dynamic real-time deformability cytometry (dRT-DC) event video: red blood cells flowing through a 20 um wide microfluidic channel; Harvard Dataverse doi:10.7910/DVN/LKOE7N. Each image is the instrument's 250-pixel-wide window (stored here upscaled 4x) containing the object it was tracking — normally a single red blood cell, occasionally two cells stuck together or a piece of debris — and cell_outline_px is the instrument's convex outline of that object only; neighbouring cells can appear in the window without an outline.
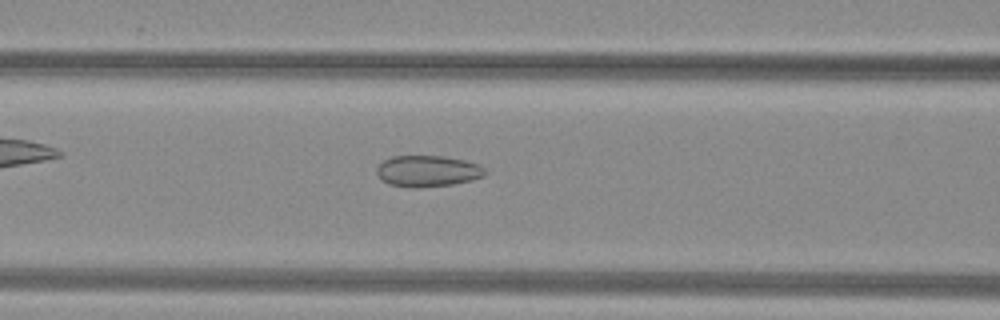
{"species": "common noctule bat (a hibernating species)", "species_latin": "Nyctalus noctula", "temperature_condition": "warm", "stored_images_in_passage": 51, "camera_frame_rate_fps": 3000, "um_per_image_px": 0.085, "animal": {"sex": "female", "body_mass_g": 29.2, "forearm_length_mm": 56.3}, "frame": {"image": 1, "passage_image": 22, "time_ms": 7.0, "image_size_px": [1000, 320], "cell_outline_px": [[488, 172], [484, 176], [472, 180], [452, 184], [420, 188], [412, 188], [388, 184], [376, 172], [376, 168], [384, 160], [392, 156], [444, 156], [464, 160], [480, 164]], "centroid_in_image_um": [36.38, 14.54], "position_along_channel_um": 130.2, "area_um2": 19.83}}
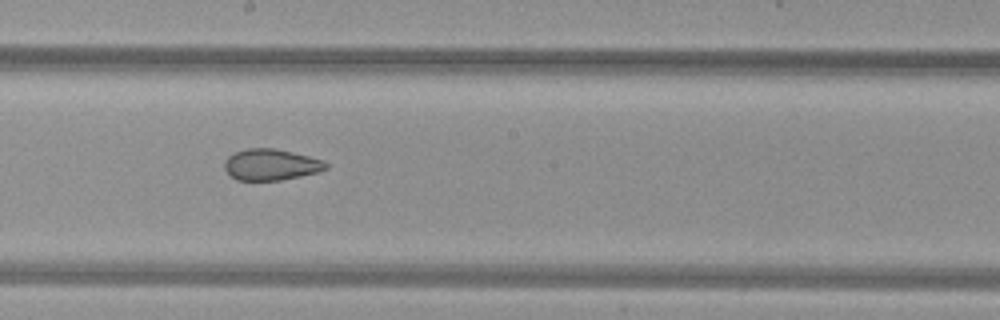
{"frame": {"image": 2, "passage_image": 29, "time_ms": 9.333, "image_size_px": [1000, 320], "cell_outline_px": [[328, 168], [320, 172], [280, 180], [236, 180], [224, 168], [224, 160], [232, 152], [248, 148], [272, 148], [292, 152], [324, 160], [328, 164]], "centroid_in_image_um": [23.03, 13.99], "position_along_channel_um": 225.2, "area_um2": 18.55}}
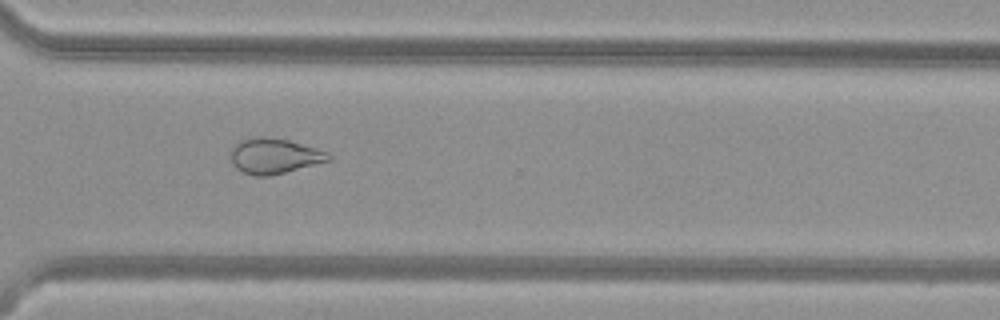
{"frame": {"image": 3, "passage_image": 38, "time_ms": 12.333, "image_size_px": [1000, 320], "cell_outline_px": [[332, 160], [268, 176], [256, 176], [244, 172], [236, 168], [232, 164], [232, 144], [240, 140], [252, 136], [260, 136], [288, 140], [316, 148], [328, 152], [332, 156]], "centroid_in_image_um": [23.3, 13.24], "position_along_channel_um": 347.3, "area_um2": 20.11}, "authors_computed_cell_mechanics": {"area_um2": 24.7384, "velocity_mm_per_s": 4.0843, "shape_relaxation_time_tau1_ms": null, "shape_relaxation_time_tau2_ms": 2.1273, "deformation_change_tau1": null, "deformation_change_tau2": 0.0835}}